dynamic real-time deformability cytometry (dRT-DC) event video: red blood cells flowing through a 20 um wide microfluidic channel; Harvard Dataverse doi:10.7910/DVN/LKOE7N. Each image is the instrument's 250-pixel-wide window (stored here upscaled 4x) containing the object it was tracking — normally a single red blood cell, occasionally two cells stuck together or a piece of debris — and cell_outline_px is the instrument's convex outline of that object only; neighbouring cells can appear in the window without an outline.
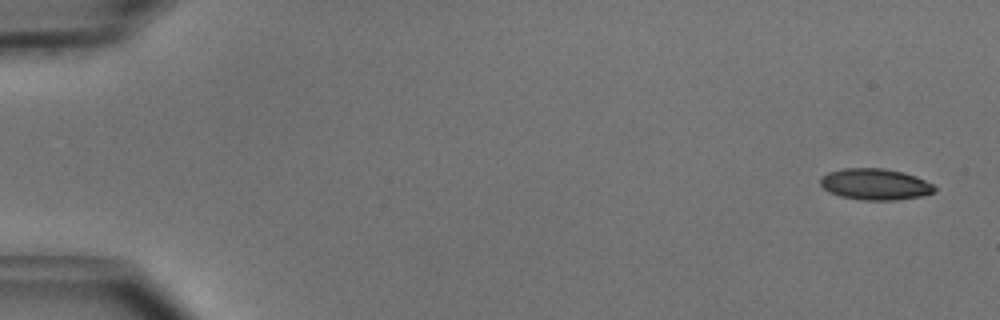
{"species": "common noctule bat (a hibernating species)", "species_latin": "Nyctalus noctula", "temperature_condition": "cold", "stored_images_in_passage": 50, "camera_frame_rate_fps": 3000, "um_per_image_px": 0.085, "animal": {"sex": "male", "body_mass_g": 15.6}, "frame": {"image": 1, "passage_image": 1, "time_ms": 0.0, "image_size_px": [1000, 320], "cell_outline_px": [[936, 192], [924, 196], [896, 200], [860, 200], [840, 196], [828, 192], [820, 184], [820, 176], [828, 172], [844, 168], [884, 168], [904, 172], [916, 176], [932, 184], [936, 188]], "centroid_in_image_um": [74.39, 15.66], "position_along_channel_um": 10.6, "area_um2": 21.1}}
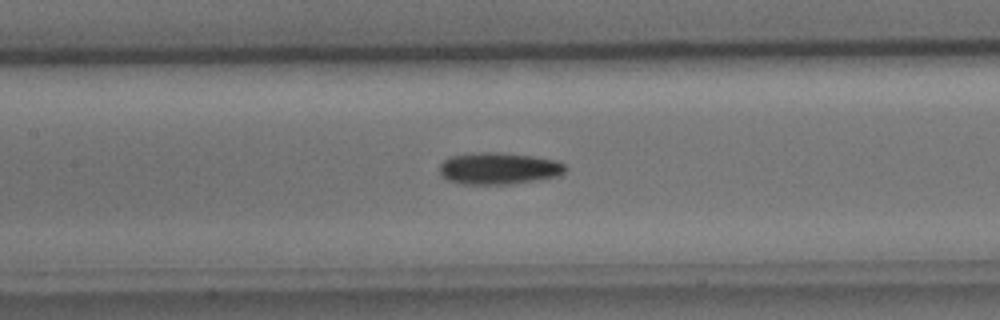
{"frame": {"image": 2, "passage_image": 23, "time_ms": 7.333, "image_size_px": [1000, 320], "cell_outline_px": [[568, 168], [564, 172], [556, 176], [500, 184], [464, 184], [448, 180], [440, 172], [440, 164], [444, 160], [452, 156], [472, 152], [500, 152], [532, 156], [556, 160], [564, 164]], "centroid_in_image_um": [42.36, 14.29], "position_along_channel_um": 165.0, "area_um2": 22.89}}
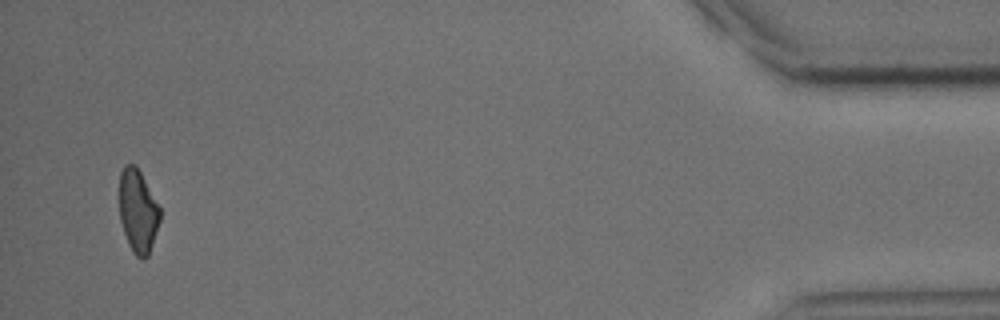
{"frame": {"image": 3, "passage_image": 48, "time_ms": 15.667, "image_size_px": [1000, 320], "cell_outline_px": [[160, 220], [148, 256], [144, 260], [140, 260], [132, 252], [128, 244], [120, 220], [120, 172], [124, 164], [136, 164], [160, 208]], "centroid_in_image_um": [11.72, 17.96], "position_along_channel_um": 423.5, "area_um2": 19.65}, "authors_computed_cell_mechanics": {"area_um2": 21.5016, "velocity_mm_per_s": 3.9984, "shape_relaxation_time_tau1_ms": 4.6487, "shape_relaxation_time_tau2_ms": null, "deformation_change_tau1": 0.1243, "deformation_change_tau2": null}}